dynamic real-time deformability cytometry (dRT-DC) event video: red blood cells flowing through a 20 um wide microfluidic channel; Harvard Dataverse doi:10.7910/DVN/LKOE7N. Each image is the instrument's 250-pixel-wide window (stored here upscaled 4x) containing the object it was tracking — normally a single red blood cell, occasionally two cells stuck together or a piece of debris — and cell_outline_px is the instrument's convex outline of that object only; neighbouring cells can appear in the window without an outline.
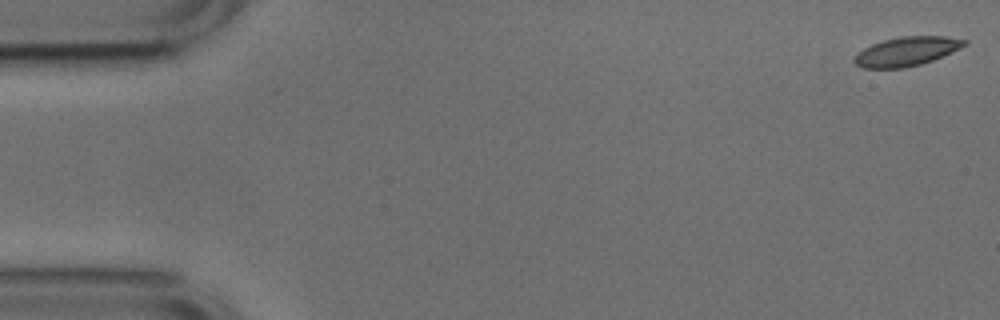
{"species": "common noctule bat (a hibernating species)", "species_latin": "Nyctalus noctula", "temperature_condition": "cold", "stored_images_in_passage": 51, "camera_frame_rate_fps": 3000, "um_per_image_px": 0.085, "animal": {"sex": "male", "body_mass_g": 17.9, "forearm_length_mm": 54.2}, "frame": {"image": 1, "passage_image": 1, "time_ms": 0.0, "image_size_px": [1000, 320], "cell_outline_px": [[968, 44], [960, 48], [932, 60], [920, 64], [904, 68], [864, 68], [856, 64], [852, 60], [864, 48], [872, 44], [884, 40], [900, 36], [944, 36], [968, 40]], "centroid_in_image_um": [77.08, 4.36], "position_along_channel_um": 7.9, "area_um2": 18.44}}
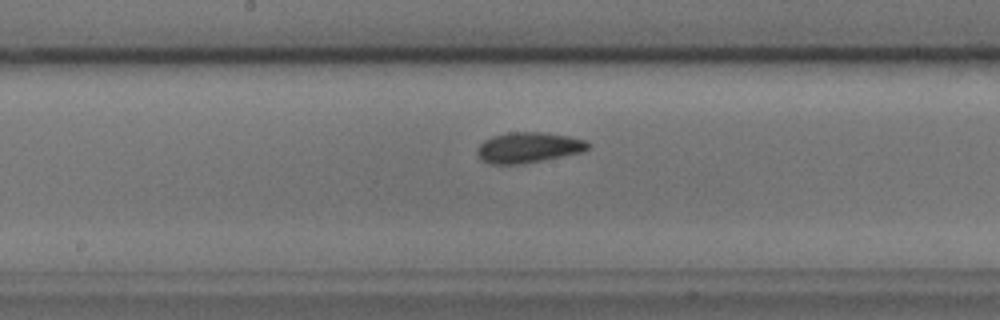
{"frame": {"image": 2, "passage_image": 27, "time_ms": 8.667, "image_size_px": [1000, 320], "cell_outline_px": [[592, 144], [584, 152], [520, 164], [488, 164], [480, 160], [476, 152], [476, 148], [484, 140], [492, 136], [508, 132], [544, 132], [568, 136], [584, 140]], "centroid_in_image_um": [44.88, 12.54], "position_along_channel_um": 203.3, "area_um2": 19.88}}
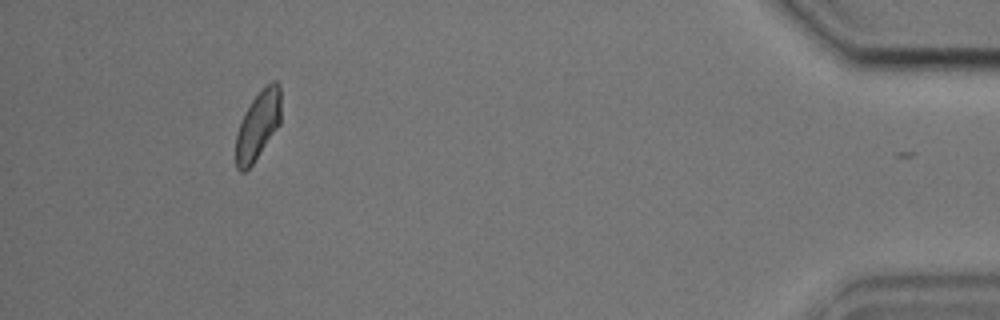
{"frame": {"image": 3, "passage_image": 49, "time_ms": 16.0, "image_size_px": [1000, 320], "cell_outline_px": [[280, 124], [252, 164], [244, 172], [240, 172], [236, 168], [236, 132], [240, 120], [244, 112], [252, 100], [272, 80], [276, 80], [280, 84]], "centroid_in_image_um": [21.91, 10.65], "position_along_channel_um": 413.3, "area_um2": 17.92}, "authors_computed_cell_mechanics": {"area_um2": 19.1896, "velocity_mm_per_s": 3.7524, "shape_relaxation_time_tau1_ms": 4.8348, "shape_relaxation_time_tau2_ms": 2.8539, "deformation_change_tau1": 0.0959, "deformation_change_tau2": 0.0694}}